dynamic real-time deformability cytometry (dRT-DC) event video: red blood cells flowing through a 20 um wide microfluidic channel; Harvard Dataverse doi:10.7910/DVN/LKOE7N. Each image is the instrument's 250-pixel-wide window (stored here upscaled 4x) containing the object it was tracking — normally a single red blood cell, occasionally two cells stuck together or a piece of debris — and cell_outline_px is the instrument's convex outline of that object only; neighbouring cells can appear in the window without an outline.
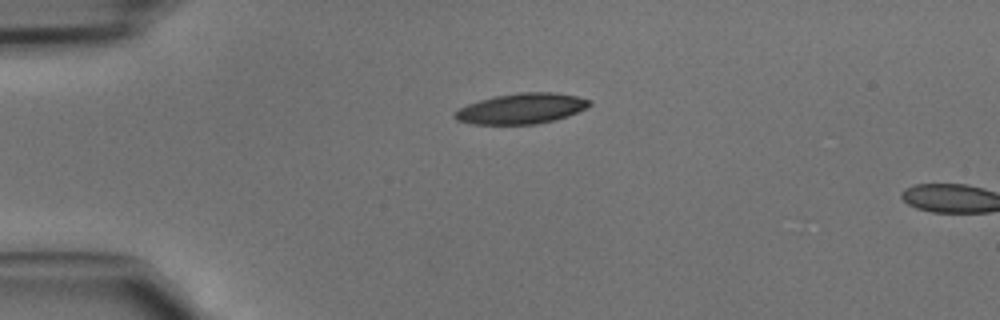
{"species": "common noctule bat (a hibernating species)", "species_latin": "Nyctalus noctula", "temperature_condition": "cold", "stored_images_in_passage": 3, "camera_frame_rate_fps": 3000, "um_per_image_px": 0.085, "animal": {"sex": "male", "body_mass_g": 15.6}, "frame": {"image": 1, "passage_image": 1, "time_ms": 0.0, "image_size_px": [1000, 320], "cell_outline_px": [[592, 104], [568, 116], [556, 120], [536, 124], [472, 124], [456, 120], [452, 116], [460, 108], [468, 104], [480, 100], [496, 96], [520, 92], [556, 92], [576, 96], [592, 100]], "centroid_in_image_um": [44.34, 9.23], "position_along_channel_um": 40.7, "area_um2": 23.87}}